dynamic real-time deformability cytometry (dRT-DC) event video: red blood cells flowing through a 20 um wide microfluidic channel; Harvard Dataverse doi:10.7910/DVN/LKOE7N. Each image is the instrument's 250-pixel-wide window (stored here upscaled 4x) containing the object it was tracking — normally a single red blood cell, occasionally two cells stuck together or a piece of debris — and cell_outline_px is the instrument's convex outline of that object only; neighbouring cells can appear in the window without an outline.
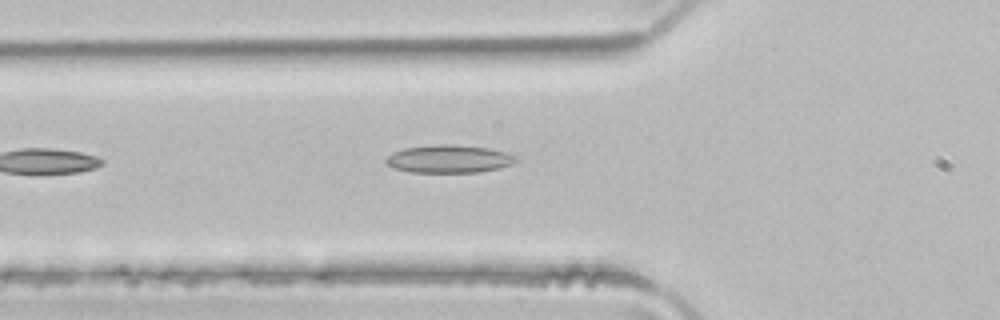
{"species": "common noctule bat (a hibernating species)", "species_latin": "Nyctalus noctula", "temperature_condition": "room temperature", "stored_images_in_passage": 2, "camera_frame_rate_fps": 3000, "um_per_image_px": 0.085, "animal": {"sex": "male", "body_mass_g": 21.5, "forearm_length_mm": 52.0}, "frame": {"image": 1, "passage_image": 2, "time_ms": 0.333, "image_size_px": [1000, 320], "cell_outline_px": [[520, 160], [512, 164], [500, 168], [480, 172], [412, 172], [392, 168], [384, 160], [392, 152], [404, 148], [436, 144], [456, 144], [488, 148], [504, 152], [516, 156]], "centroid_in_image_um": [38.17, 13.5], "position_along_channel_um": 87.6, "area_um2": 21.27}}